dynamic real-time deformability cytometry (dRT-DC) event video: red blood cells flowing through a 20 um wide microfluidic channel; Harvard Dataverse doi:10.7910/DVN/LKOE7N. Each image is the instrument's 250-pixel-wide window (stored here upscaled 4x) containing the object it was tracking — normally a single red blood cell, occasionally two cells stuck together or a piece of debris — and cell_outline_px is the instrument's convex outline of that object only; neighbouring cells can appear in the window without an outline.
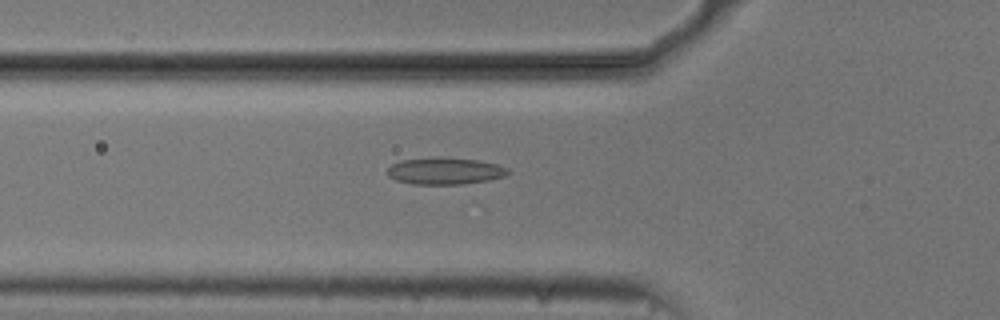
{"species": "common noctule bat (a hibernating species)", "species_latin": "Nyctalus noctula", "temperature_condition": "cold", "stored_images_in_passage": 15, "camera_frame_rate_fps": 3000, "um_per_image_px": 0.085, "animal": {"sex": "male", "body_mass_g": 20.5, "forearm_length_mm": 52.5}, "frame": {"image": 1, "passage_image": 3, "time_ms": 0.667, "image_size_px": [1000, 320], "cell_outline_px": [[512, 172], [504, 176], [488, 180], [464, 184], [412, 184], [396, 180], [388, 176], [388, 168], [392, 164], [400, 160], [480, 160], [496, 164], [508, 168]], "centroid_in_image_um": [37.86, 14.58], "position_along_channel_um": 87.9, "area_um2": 17.98}}
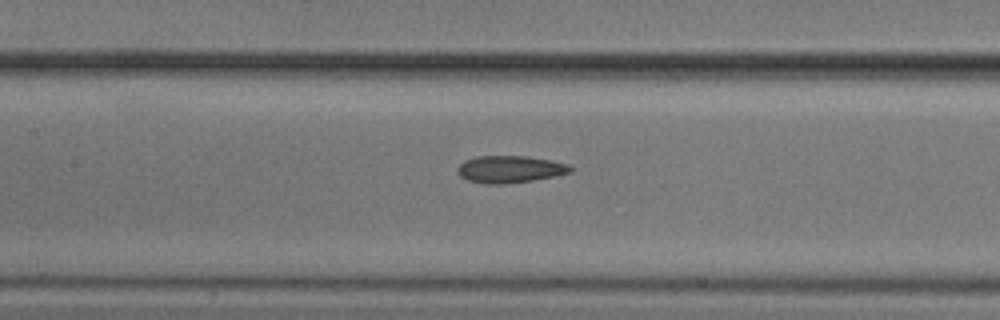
{"frame": {"image": 2, "passage_image": 9, "time_ms": 2.667, "image_size_px": [1000, 320], "cell_outline_px": [[572, 172], [556, 176], [532, 180], [504, 184], [484, 184], [468, 180], [460, 176], [456, 172], [456, 168], [464, 160], [476, 156], [528, 156], [552, 160], [568, 164], [572, 168]], "centroid_in_image_um": [43.33, 14.38], "position_along_channel_um": 164.1, "area_um2": 18.03}}
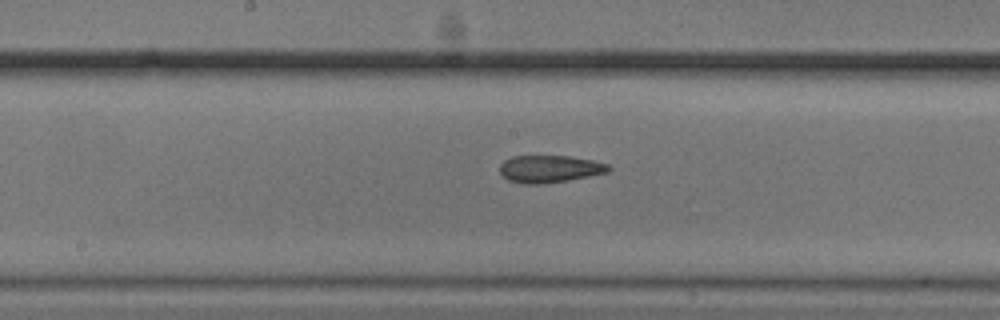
{"frame": {"image": 3, "passage_image": 12, "time_ms": 3.667, "image_size_px": [1000, 320], "cell_outline_px": [[612, 168], [608, 172], [568, 180], [540, 184], [524, 184], [508, 180], [500, 172], [500, 164], [504, 160], [512, 156], [572, 156], [592, 160], [608, 164]], "centroid_in_image_um": [46.72, 14.35], "position_along_channel_um": 201.5, "area_um2": 17.28}}